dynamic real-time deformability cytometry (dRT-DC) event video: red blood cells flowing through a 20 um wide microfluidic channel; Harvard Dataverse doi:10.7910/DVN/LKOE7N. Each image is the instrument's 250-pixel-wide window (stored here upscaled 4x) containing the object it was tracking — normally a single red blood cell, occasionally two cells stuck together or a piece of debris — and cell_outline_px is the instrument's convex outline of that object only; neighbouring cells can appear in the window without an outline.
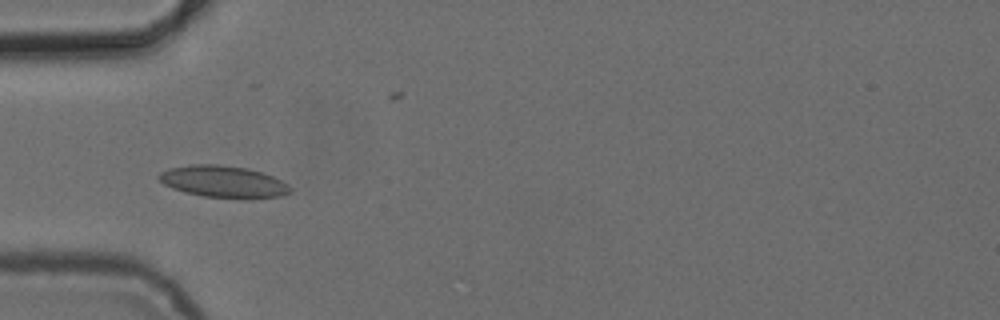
{"species": "common noctule bat (a hibernating species)", "species_latin": "Nyctalus noctula", "temperature_condition": "cold", "stored_images_in_passage": 6, "camera_frame_rate_fps": 3000, "um_per_image_px": 0.085, "animal": {"sex": "female", "body_mass_g": 24.6, "forearm_length_mm": 56.2}, "frame": {"image": 1, "passage_image": 5, "time_ms": 5.333, "image_size_px": [1000, 320], "cell_outline_px": [[292, 192], [280, 196], [252, 200], [204, 196], [184, 192], [172, 188], [164, 184], [156, 176], [160, 172], [168, 168], [188, 164], [220, 164], [248, 168], [264, 172], [288, 184], [292, 188]], "centroid_in_image_um": [19.01, 15.45], "position_along_channel_um": 66.0, "area_um2": 24.97}}
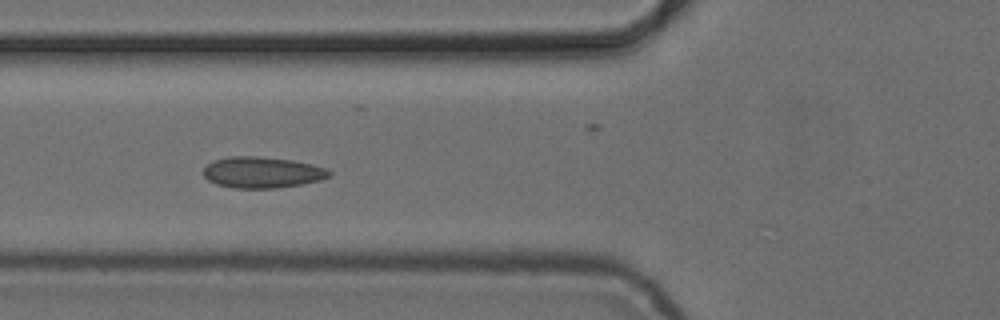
{"frame": {"image": 2, "passage_image": 6, "time_ms": 6.333, "image_size_px": [1000, 320], "cell_outline_px": [[332, 176], [320, 180], [300, 184], [276, 188], [232, 188], [216, 184], [208, 180], [204, 176], [204, 168], [212, 160], [228, 156], [256, 156], [292, 160], [312, 164], [328, 168], [332, 172]], "centroid_in_image_um": [22.3, 14.65], "position_along_channel_um": 103.5, "area_um2": 23.0}}